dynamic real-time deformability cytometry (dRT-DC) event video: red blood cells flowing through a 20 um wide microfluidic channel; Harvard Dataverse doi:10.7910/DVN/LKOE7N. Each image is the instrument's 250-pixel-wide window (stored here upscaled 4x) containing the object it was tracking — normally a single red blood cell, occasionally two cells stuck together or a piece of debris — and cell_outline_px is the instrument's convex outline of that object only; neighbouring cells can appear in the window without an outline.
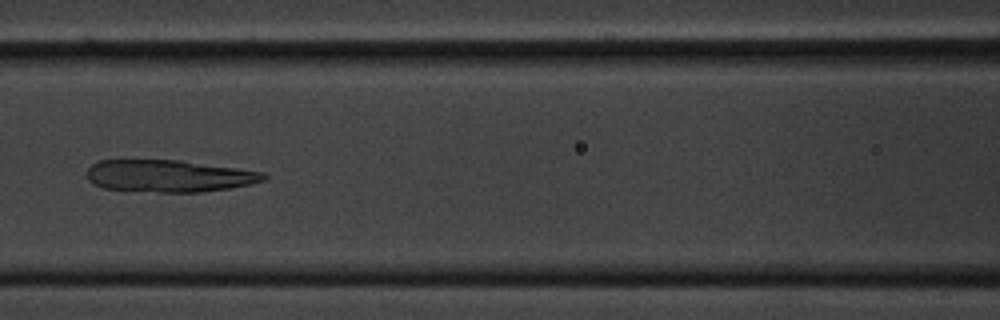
{"species": "common noctule bat (a hibernating species)", "species_latin": "Nyctalus noctula", "temperature_condition": "cold", "stored_images_in_passage": 46, "camera_frame_rate_fps": 3000, "um_per_image_px": 0.085, "animal": {"sex": "male", "body_mass_g": 20.1, "forearm_length_mm": 53.5}, "frame": {"image": 1, "passage_image": 23, "time_ms": 7.333, "image_size_px": [1000, 320], "cell_outline_px": [[268, 176], [264, 180], [252, 184], [228, 188], [200, 192], [160, 192], [104, 188], [92, 184], [88, 180], [88, 168], [92, 164], [100, 160], [176, 160], [236, 168], [264, 172]], "centroid_in_image_um": [14.35, 14.96], "position_along_channel_um": 152.2, "area_um2": 32.83}}